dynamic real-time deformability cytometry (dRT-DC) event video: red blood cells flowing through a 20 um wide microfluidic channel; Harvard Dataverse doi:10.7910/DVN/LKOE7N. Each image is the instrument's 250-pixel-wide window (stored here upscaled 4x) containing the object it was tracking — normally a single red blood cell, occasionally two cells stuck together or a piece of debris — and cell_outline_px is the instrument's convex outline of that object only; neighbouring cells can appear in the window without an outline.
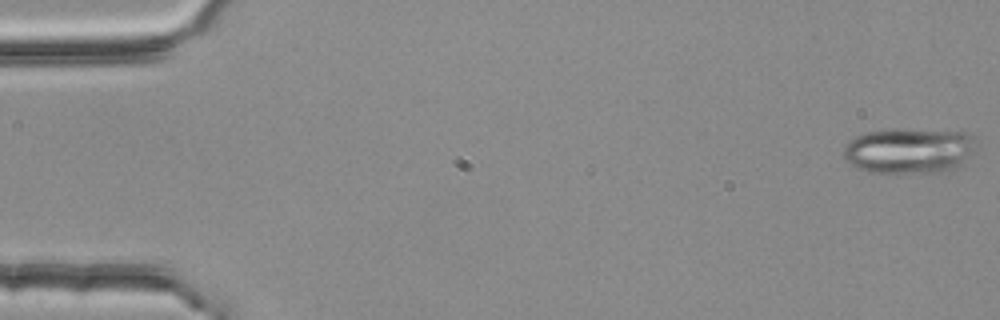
{"species": "common noctule bat (a hibernating species)", "species_latin": "Nyctalus noctula", "temperature_condition": "room temperature", "stored_images_in_passage": 4, "camera_frame_rate_fps": 3000, "um_per_image_px": 0.085, "animal": {"sex": "female", "body_mass_g": 25.1}, "frame": {"image": 1, "passage_image": 1, "time_ms": 0.0, "image_size_px": [1000, 320], "cell_outline_px": [[972, 148], [964, 168], [948, 172], [872, 172], [856, 168], [844, 160], [844, 148], [856, 136], [864, 132], [972, 132]], "centroid_in_image_um": [77.3, 12.88], "position_along_channel_um": 7.7, "area_um2": 34.04}}